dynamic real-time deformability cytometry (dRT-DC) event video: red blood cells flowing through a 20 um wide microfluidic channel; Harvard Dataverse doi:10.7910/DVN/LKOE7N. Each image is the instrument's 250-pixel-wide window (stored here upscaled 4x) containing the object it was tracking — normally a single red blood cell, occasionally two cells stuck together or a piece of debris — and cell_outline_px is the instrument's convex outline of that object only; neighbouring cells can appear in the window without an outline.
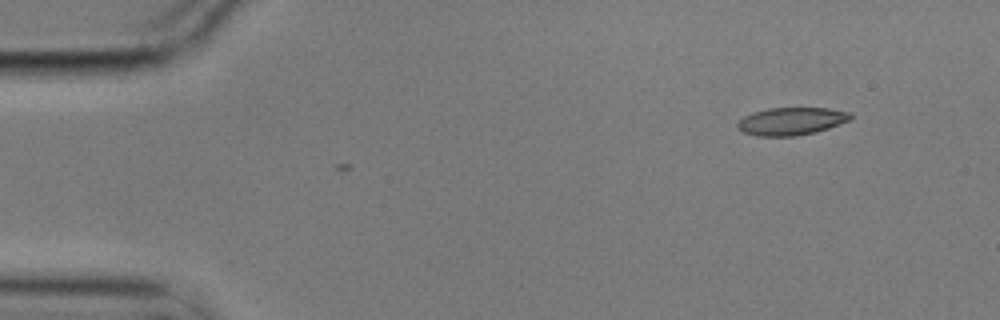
{"species": "common noctule bat (a hibernating species)", "species_latin": "Nyctalus noctula", "temperature_condition": "cold", "stored_images_in_passage": 4, "camera_frame_rate_fps": 3000, "um_per_image_px": 0.085, "animal": {"sex": "male", "body_mass_g": 17.9}, "frame": {"image": 1, "passage_image": 1, "time_ms": 0.0, "image_size_px": [1000, 320], "cell_outline_px": [[852, 120], [816, 132], [796, 136], [756, 136], [744, 132], [736, 128], [736, 124], [744, 116], [752, 112], [768, 108], [828, 108], [852, 112]], "centroid_in_image_um": [67.28, 10.3], "position_along_channel_um": 17.7, "area_um2": 18.44}}
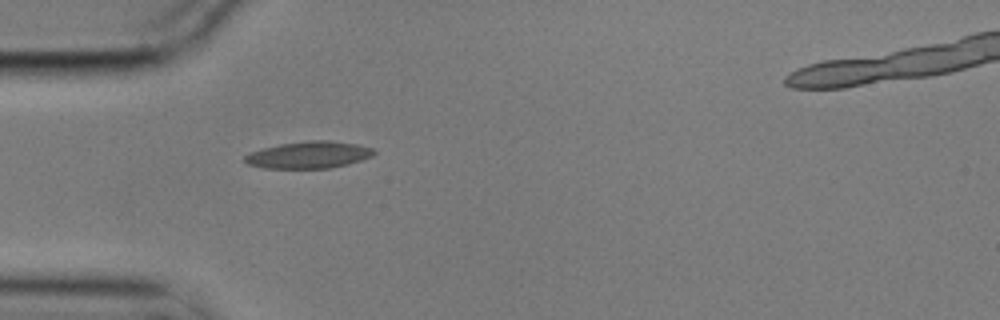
{"frame": {"image": 2, "passage_image": 4, "time_ms": 1.0, "image_size_px": [1000, 320], "cell_outline_px": [[376, 152], [372, 156], [348, 164], [332, 168], [264, 168], [248, 164], [244, 160], [244, 156], [248, 152], [280, 144], [312, 140], [328, 140], [356, 144], [372, 148]], "centroid_in_image_um": [26.23, 13.17], "position_along_channel_um": 58.8, "area_um2": 20.17}}